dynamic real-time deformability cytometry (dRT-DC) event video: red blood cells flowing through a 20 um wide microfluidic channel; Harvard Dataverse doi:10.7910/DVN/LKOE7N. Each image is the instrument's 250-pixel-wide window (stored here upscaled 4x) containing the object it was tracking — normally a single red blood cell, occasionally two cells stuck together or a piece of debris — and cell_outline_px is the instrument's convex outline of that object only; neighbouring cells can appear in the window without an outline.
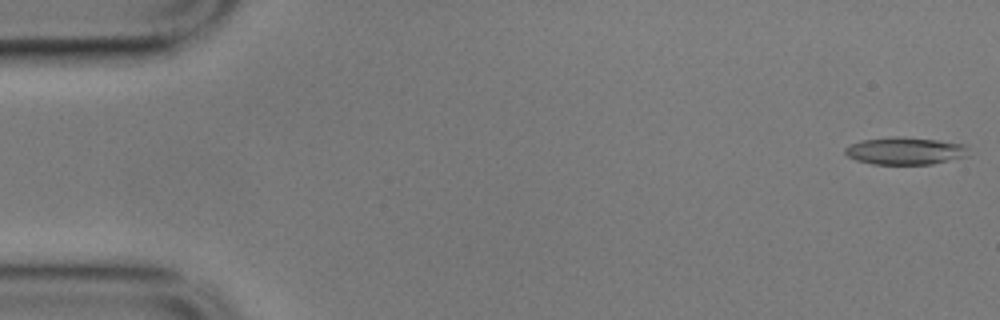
{"species": "common noctule bat (a hibernating species)", "species_latin": "Nyctalus noctula", "temperature_condition": "cold", "stored_images_in_passage": 56, "camera_frame_rate_fps": 3000, "um_per_image_px": 0.085, "animal": {"sex": "male", "body_mass_g": 17.9}, "frame": {"image": 1, "passage_image": 1, "time_ms": 0.0, "image_size_px": [1000, 320], "cell_outline_px": [[968, 156], [932, 164], [872, 164], [856, 160], [848, 156], [844, 152], [844, 148], [860, 140], [892, 136], [900, 136], [940, 140], [964, 144], [968, 148]], "centroid_in_image_um": [76.94, 12.81], "position_along_channel_um": 8.1, "area_um2": 19.88}}
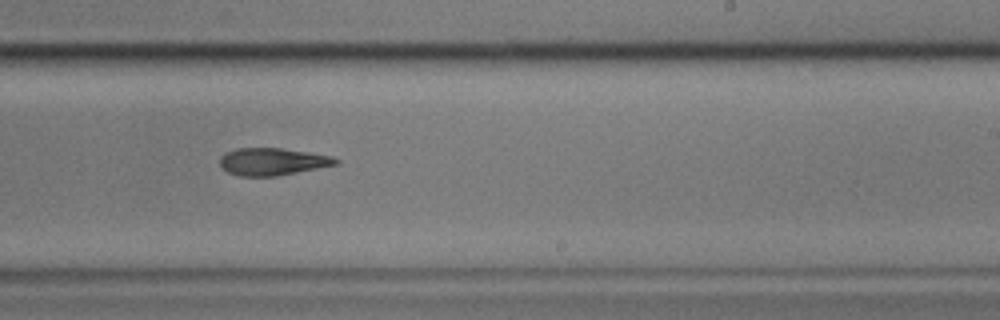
{"frame": {"image": 2, "passage_image": 34, "time_ms": 11.0, "image_size_px": [1000, 320], "cell_outline_px": [[340, 164], [276, 176], [240, 176], [228, 172], [220, 164], [220, 156], [224, 152], [236, 148], [280, 148], [308, 152], [332, 156], [340, 160]], "centroid_in_image_um": [23.17, 13.73], "position_along_channel_um": 265.8, "area_um2": 18.5}}
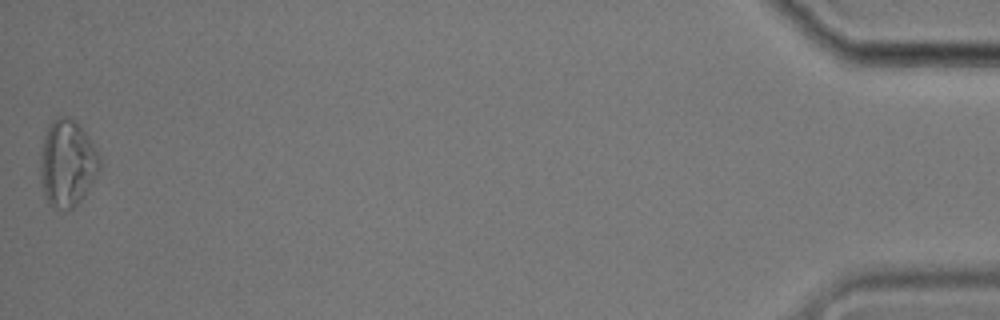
{"frame": {"image": 3, "passage_image": 56, "time_ms": 18.333, "image_size_px": [1000, 320], "cell_outline_px": [[100, 168], [96, 176], [84, 196], [72, 208], [56, 208], [48, 204], [44, 196], [40, 180], [40, 152], [44, 136], [48, 124], [52, 120], [60, 116], [68, 116], [84, 132], [92, 144], [100, 160]], "centroid_in_image_um": [5.67, 13.89], "position_along_channel_um": 429.5, "area_um2": 29.71}, "authors_computed_cell_mechanics": {"area_um2": 20.0855, "velocity_mm_per_s": 3.5173, "shape_relaxation_time_tau1_ms": null, "shape_relaxation_time_tau2_ms": 8.2943, "deformation_change_tau1": null, "deformation_change_tau2": 0.2074}}